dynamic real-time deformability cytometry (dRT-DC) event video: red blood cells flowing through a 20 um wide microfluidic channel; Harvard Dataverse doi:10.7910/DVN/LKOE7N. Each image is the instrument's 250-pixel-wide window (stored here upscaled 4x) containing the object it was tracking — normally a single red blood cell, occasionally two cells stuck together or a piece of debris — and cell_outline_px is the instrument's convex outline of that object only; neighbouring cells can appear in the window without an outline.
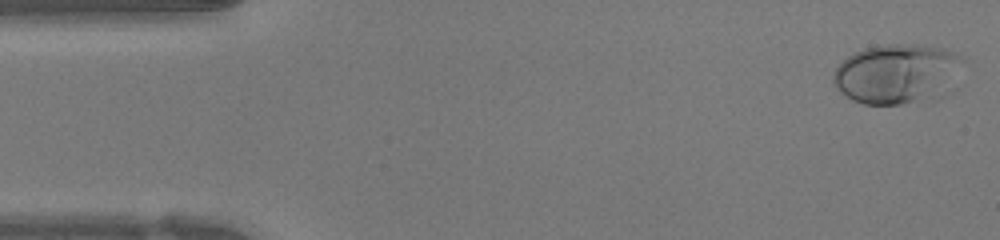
{"species": "human", "species_latin": "Homo sapiens", "temperature_condition": "warm", "stored_images_in_passage": 46, "camera_frame_rate_fps": 3000, "um_per_image_px": 0.085, "donor": {"sex": "female"}, "frame": {"image": 1, "passage_image": 1, "time_ms": 0.0, "image_size_px": [1000, 240], "cell_outline_px": [[964, 60], [912, 100], [900, 104], [864, 104], [852, 100], [840, 92], [836, 88], [832, 80], [832, 76], [836, 68], [852, 52], [864, 48], [880, 44], [908, 44], [944, 48], [956, 52], [964, 56]], "centroid_in_image_um": [75.87, 6.15], "position_along_channel_um": 9.1, "area_um2": 41.15}}
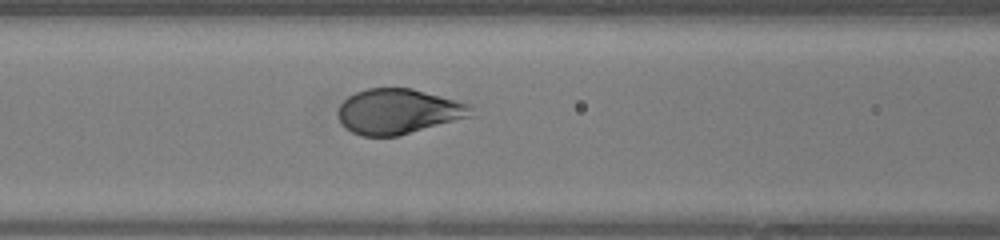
{"frame": {"image": 2, "passage_image": 18, "time_ms": 5.667, "image_size_px": [1000, 240], "cell_outline_px": [[476, 116], [396, 136], [360, 136], [344, 128], [336, 112], [340, 104], [348, 96], [356, 92], [368, 88], [412, 88], [472, 104]], "centroid_in_image_um": [33.9, 9.47], "position_along_channel_um": 132.7, "area_um2": 35.49}}
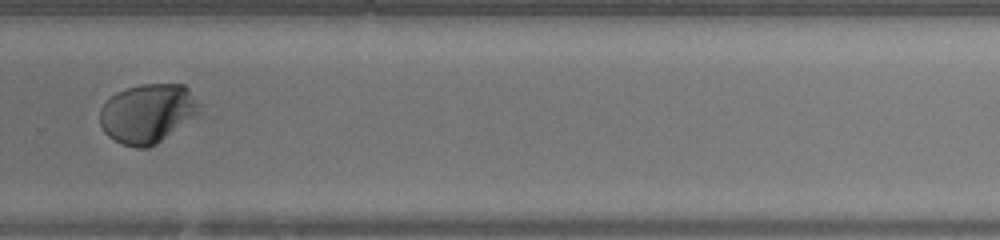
{"frame": {"image": 3, "passage_image": 31, "time_ms": 10.0, "image_size_px": [1000, 240], "cell_outline_px": [[200, 108], [196, 112], [156, 144], [148, 148], [136, 148], [124, 144], [108, 136], [104, 132], [100, 124], [100, 108], [116, 92], [140, 84], [184, 84], [188, 88], [200, 104]], "centroid_in_image_um": [12.49, 9.62], "position_along_channel_um": 317.3, "area_um2": 33.52}, "authors_computed_cell_mechanics": {"area_um2": 36.6452, "velocity_mm_per_s": 4.2715, "shape_relaxation_time_tau1_ms": 3.6744, "shape_relaxation_time_tau2_ms": null, "deformation_change_tau1": 0.2428, "deformation_change_tau2": null}}